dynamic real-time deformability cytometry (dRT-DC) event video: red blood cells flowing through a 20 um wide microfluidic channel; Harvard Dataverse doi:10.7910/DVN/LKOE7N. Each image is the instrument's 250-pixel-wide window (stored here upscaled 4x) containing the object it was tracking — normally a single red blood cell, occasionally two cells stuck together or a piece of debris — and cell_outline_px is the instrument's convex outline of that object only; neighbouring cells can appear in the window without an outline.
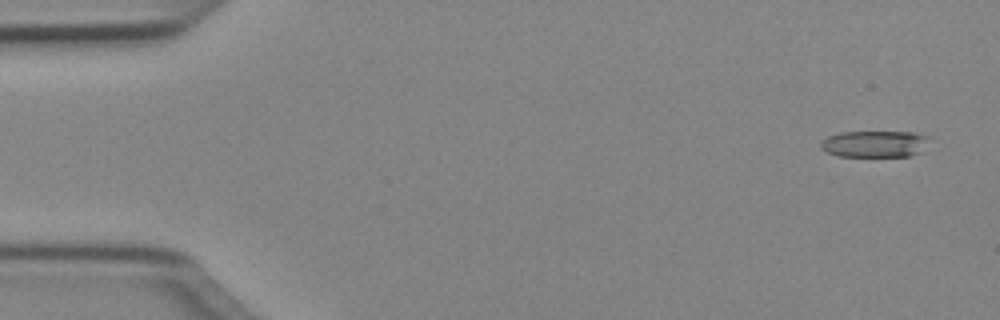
{"species": "Egyptian fruit bat (a non-hibernating species)", "species_latin": "Rousettus aegyptiacus", "temperature_condition": "cold", "stored_images_in_passage": 51, "camera_frame_rate_fps": 3000, "um_per_image_px": 0.085, "animal": {"sex": "female"}, "frame": {"image": 1, "passage_image": 3, "time_ms": 0.667, "image_size_px": [1000, 320], "cell_outline_px": [[928, 136], [924, 152], [912, 156], [840, 156], [828, 152], [820, 148], [820, 144], [828, 136], [840, 132], [916, 132]], "centroid_in_image_um": [74.39, 12.23], "position_along_channel_um": 10.6, "area_um2": 16.88}}
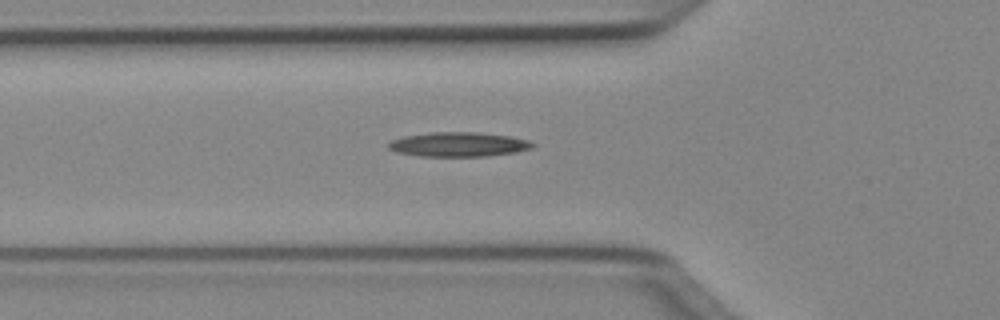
{"frame": {"image": 2, "passage_image": 18, "time_ms": 5.667, "image_size_px": [1000, 320], "cell_outline_px": [[536, 144], [532, 148], [516, 152], [488, 156], [420, 156], [396, 152], [388, 148], [388, 144], [392, 140], [404, 136], [432, 132], [476, 132], [508, 136], [528, 140]], "centroid_in_image_um": [38.98, 12.27], "position_along_channel_um": 86.8, "area_um2": 20.46}}
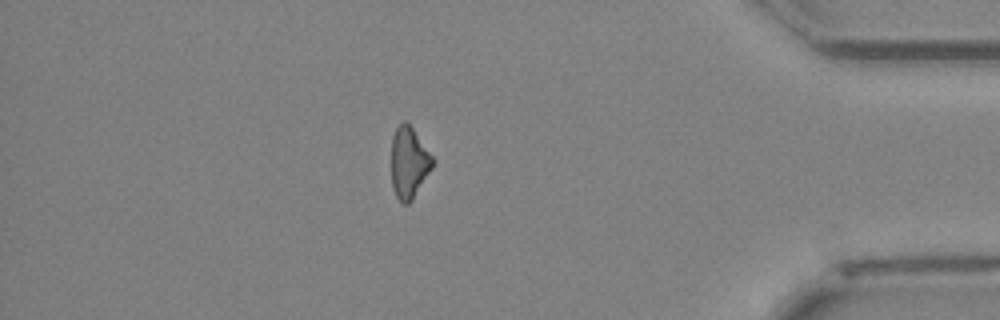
{"frame": {"image": 3, "passage_image": 44, "time_ms": 14.333, "image_size_px": [1000, 320], "cell_outline_px": [[436, 160], [432, 168], [412, 200], [408, 204], [400, 204], [392, 188], [392, 136], [396, 128], [404, 120], [412, 128]], "centroid_in_image_um": [34.76, 13.85], "position_along_channel_um": 400.4, "area_um2": 17.17}}